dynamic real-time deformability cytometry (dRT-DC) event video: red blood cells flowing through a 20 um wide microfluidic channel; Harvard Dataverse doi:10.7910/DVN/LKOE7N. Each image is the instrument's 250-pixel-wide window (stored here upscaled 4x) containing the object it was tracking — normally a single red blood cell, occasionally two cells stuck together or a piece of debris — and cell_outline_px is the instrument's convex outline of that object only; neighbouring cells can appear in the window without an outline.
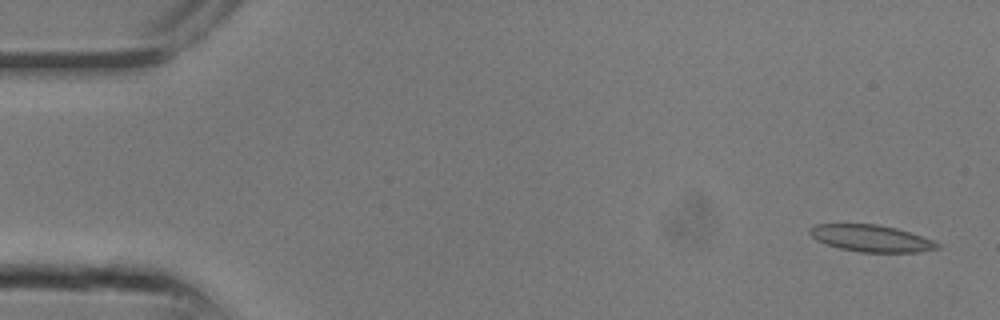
{"species": "common noctule bat (a hibernating species)", "species_latin": "Nyctalus noctula", "temperature_condition": "room temperature", "stored_images_in_passage": 7, "camera_frame_rate_fps": 3000, "um_per_image_px": 0.085, "animal": {"sex": "male", "body_mass_g": 13.3}, "frame": {"image": 1, "passage_image": 1, "time_ms": 0.0, "image_size_px": [1000, 320], "cell_outline_px": [[940, 248], [916, 252], [860, 252], [840, 248], [816, 240], [808, 232], [816, 224], [876, 224], [896, 228], [932, 240], [940, 244]], "centroid_in_image_um": [74.05, 20.26], "position_along_channel_um": 11.0, "area_um2": 19.59}}